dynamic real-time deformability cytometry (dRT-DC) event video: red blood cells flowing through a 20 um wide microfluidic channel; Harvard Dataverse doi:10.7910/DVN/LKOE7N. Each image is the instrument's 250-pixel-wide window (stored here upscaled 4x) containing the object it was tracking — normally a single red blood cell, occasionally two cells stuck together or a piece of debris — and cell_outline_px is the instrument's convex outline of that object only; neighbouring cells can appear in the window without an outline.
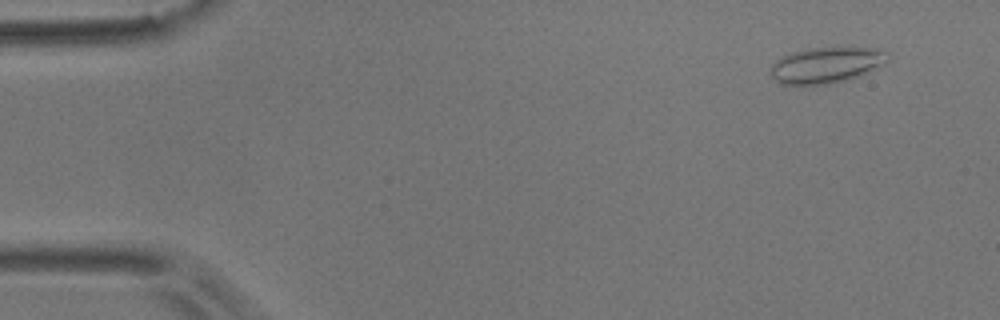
{"species": "common noctule bat (a hibernating species)", "species_latin": "Nyctalus noctula", "temperature_condition": "room temperature", "stored_images_in_passage": 52, "camera_frame_rate_fps": 3000, "um_per_image_px": 0.085, "animal": {"sex": "male", "body_mass_g": 17.9}, "frame": {"image": 1, "passage_image": 4, "time_ms": 1.0, "image_size_px": [1000, 320], "cell_outline_px": [[892, 56], [884, 64], [856, 76], [824, 84], [780, 84], [772, 76], [772, 64], [780, 56], [792, 52], [808, 48], [876, 48], [888, 52]], "centroid_in_image_um": [70.23, 5.5], "position_along_channel_um": 14.8, "area_um2": 24.04}}
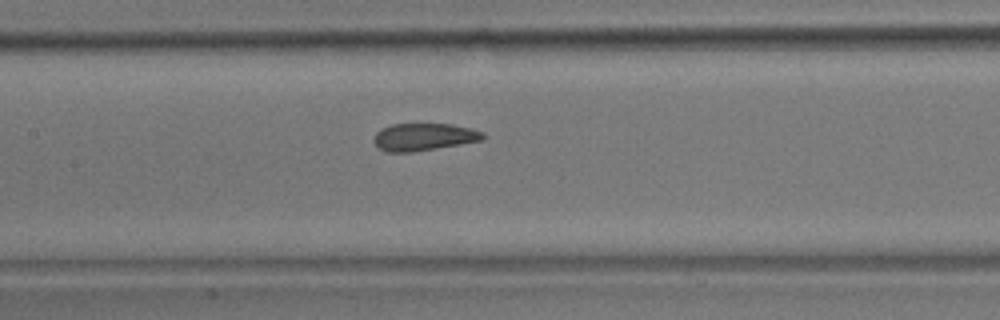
{"frame": {"image": 2, "passage_image": 25, "time_ms": 8.0, "image_size_px": [1000, 320], "cell_outline_px": [[488, 136], [484, 140], [412, 152], [388, 152], [380, 148], [372, 140], [376, 132], [380, 128], [392, 124], [452, 124], [472, 128], [484, 132]], "centroid_in_image_um": [36.06, 11.63], "position_along_channel_um": 171.3, "area_um2": 17.57}}
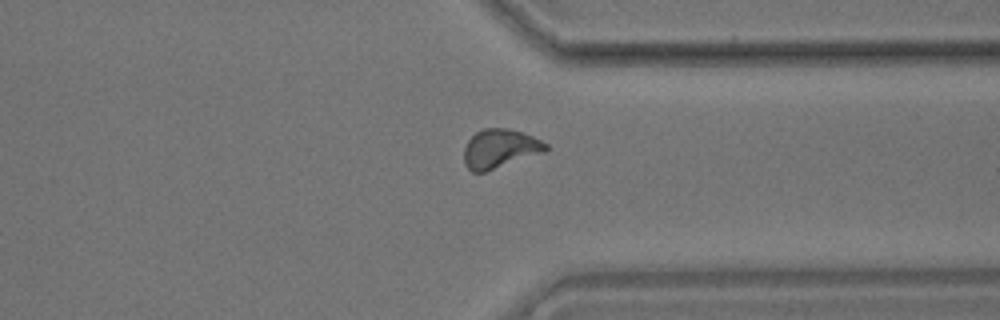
{"frame": {"image": 3, "passage_image": 41, "time_ms": 13.333, "image_size_px": [1000, 320], "cell_outline_px": [[548, 152], [484, 172], [472, 172], [464, 164], [464, 148], [468, 140], [476, 132], [484, 128], [508, 128], [532, 136], [548, 144]], "centroid_in_image_um": [42.51, 12.65], "position_along_channel_um": 368.9, "area_um2": 18.73}, "authors_computed_cell_mechanics": {"area_um2": 18.1492, "velocity_mm_per_s": 3.7334, "shape_relaxation_time_tau1_ms": 5.1526, "shape_relaxation_time_tau2_ms": 1.103, "deformation_change_tau1": 0.1292, "deformation_change_tau2": 0.0498}}